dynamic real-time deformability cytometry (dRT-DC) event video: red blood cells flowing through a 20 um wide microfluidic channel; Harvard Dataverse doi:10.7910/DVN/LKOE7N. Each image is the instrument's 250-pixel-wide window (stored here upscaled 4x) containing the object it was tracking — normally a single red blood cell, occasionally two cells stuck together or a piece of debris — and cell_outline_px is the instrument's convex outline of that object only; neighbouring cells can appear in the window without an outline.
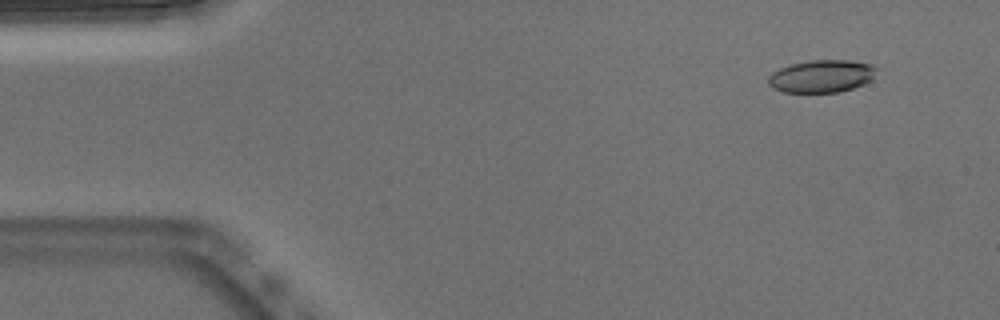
{"species": "Egyptian fruit bat (a non-hibernating species)", "species_latin": "Rousettus aegyptiacus", "temperature_condition": "warm", "stored_images_in_passage": 51, "camera_frame_rate_fps": 3000, "um_per_image_px": 0.085, "animal": {"sex": "male"}, "frame": {"image": 1, "passage_image": 4, "time_ms": 1.0, "image_size_px": [1000, 320], "cell_outline_px": [[876, 68], [872, 80], [864, 84], [840, 92], [784, 92], [772, 88], [768, 84], [768, 76], [772, 72], [780, 68], [792, 64], [808, 60], [848, 60], [872, 64]], "centroid_in_image_um": [69.82, 6.47], "position_along_channel_um": 15.2, "area_um2": 20.58}}
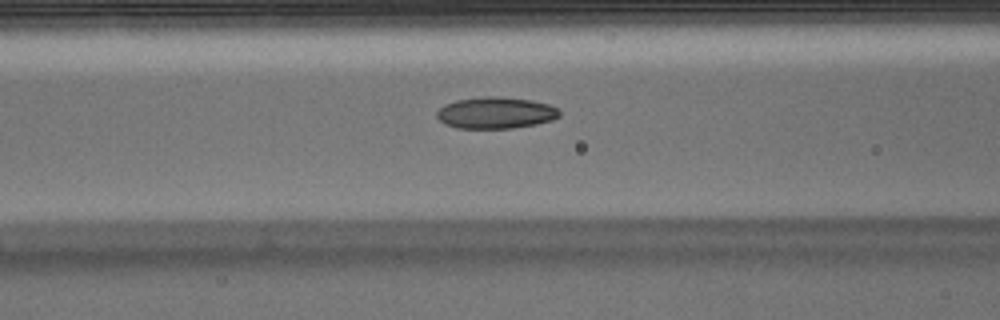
{"frame": {"image": 2, "passage_image": 20, "time_ms": 6.333, "image_size_px": [1000, 320], "cell_outline_px": [[560, 116], [552, 120], [536, 124], [512, 128], [456, 128], [444, 124], [436, 116], [436, 112], [444, 104], [456, 100], [484, 96], [496, 96], [532, 100], [548, 104], [556, 108], [560, 112]], "centroid_in_image_um": [42.11, 9.59], "position_along_channel_um": 124.5, "area_um2": 22.6}}
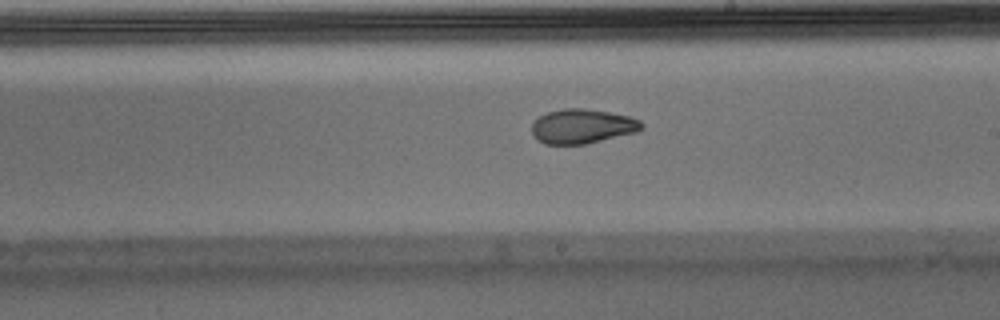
{"frame": {"image": 3, "passage_image": 29, "time_ms": 9.333, "image_size_px": [1000, 320], "cell_outline_px": [[644, 128], [636, 132], [588, 144], [544, 144], [536, 140], [532, 136], [532, 124], [540, 116], [548, 112], [564, 108], [584, 108], [608, 112], [628, 116], [640, 120], [644, 124]], "centroid_in_image_um": [49.49, 10.74], "position_along_channel_um": 239.5, "area_um2": 22.2}}